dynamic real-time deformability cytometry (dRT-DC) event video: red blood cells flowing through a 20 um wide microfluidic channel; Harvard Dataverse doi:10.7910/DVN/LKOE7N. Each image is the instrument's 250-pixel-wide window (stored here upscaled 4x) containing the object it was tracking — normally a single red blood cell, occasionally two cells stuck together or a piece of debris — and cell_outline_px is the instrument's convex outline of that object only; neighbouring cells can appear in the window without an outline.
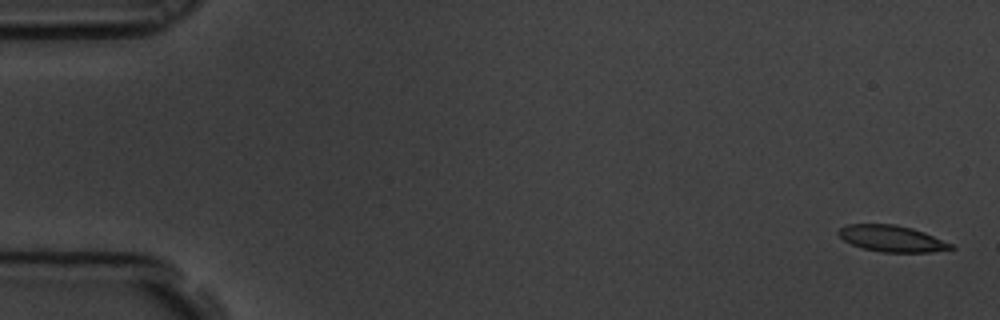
{"species": "common noctule bat (a hibernating species)", "species_latin": "Nyctalus noctula", "temperature_condition": "room temperature", "stored_images_in_passage": 60, "camera_frame_rate_fps": 3000, "um_per_image_px": 0.085, "animal": {"sex": "male", "body_mass_g": 19.5, "forearm_length_mm": 54.6}, "frame": {"image": 1, "passage_image": 1, "time_ms": 0.0, "image_size_px": [1000, 320], "cell_outline_px": [[956, 248], [932, 252], [880, 252], [860, 248], [844, 240], [836, 232], [840, 228], [848, 224], [896, 224], [912, 228], [924, 232], [952, 244]], "centroid_in_image_um": [75.79, 20.28], "position_along_channel_um": 9.2, "area_um2": 17.28}}
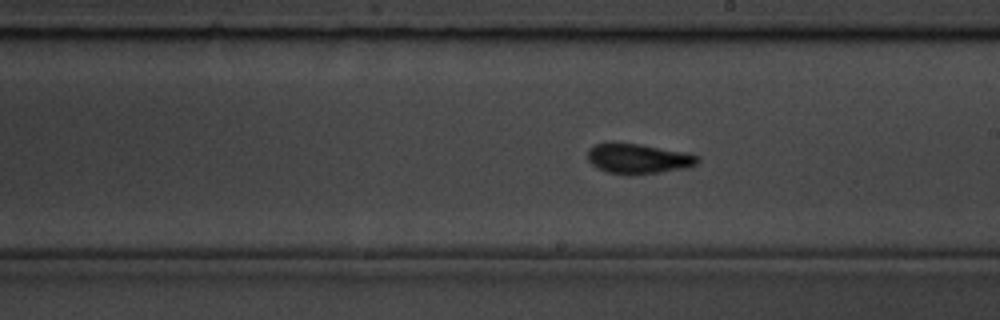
{"frame": {"image": 2, "passage_image": 33, "time_ms": 10.667, "image_size_px": [1000, 320], "cell_outline_px": [[700, 160], [696, 164], [688, 168], [632, 176], [628, 176], [608, 172], [596, 168], [588, 160], [588, 148], [596, 144], [640, 144], [688, 152], [700, 156]], "centroid_in_image_um": [54.3, 13.51], "position_along_channel_um": 234.7, "area_um2": 19.42}}
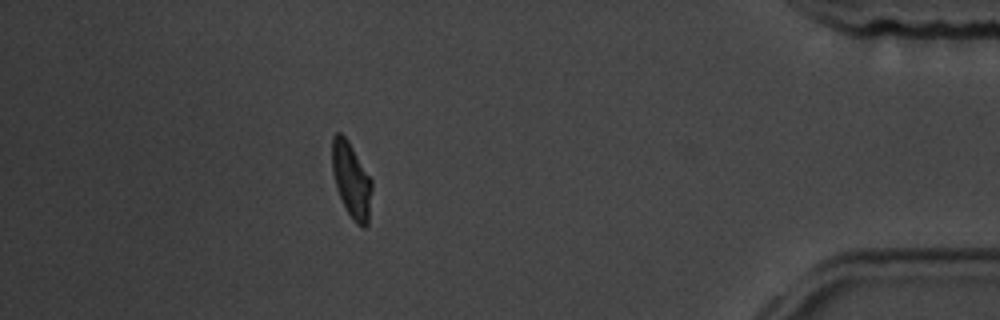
{"frame": {"image": 3, "passage_image": 52, "time_ms": 17.0, "image_size_px": [1000, 320], "cell_outline_px": [[372, 188], [368, 224], [364, 228], [360, 228], [352, 220], [336, 188], [332, 172], [332, 136], [336, 132], [340, 132], [348, 140], [372, 180]], "centroid_in_image_um": [29.87, 15.32], "position_along_channel_um": 405.3, "area_um2": 17.51}, "authors_computed_cell_mechanics": {"area_um2": 18.0914, "velocity_mm_per_s": 3.4489, "shape_relaxation_time_tau1_ms": 4.9883, "shape_relaxation_time_tau2_ms": 1.6804, "deformation_change_tau1": 0.1447, "deformation_change_tau2": 0.0854}}